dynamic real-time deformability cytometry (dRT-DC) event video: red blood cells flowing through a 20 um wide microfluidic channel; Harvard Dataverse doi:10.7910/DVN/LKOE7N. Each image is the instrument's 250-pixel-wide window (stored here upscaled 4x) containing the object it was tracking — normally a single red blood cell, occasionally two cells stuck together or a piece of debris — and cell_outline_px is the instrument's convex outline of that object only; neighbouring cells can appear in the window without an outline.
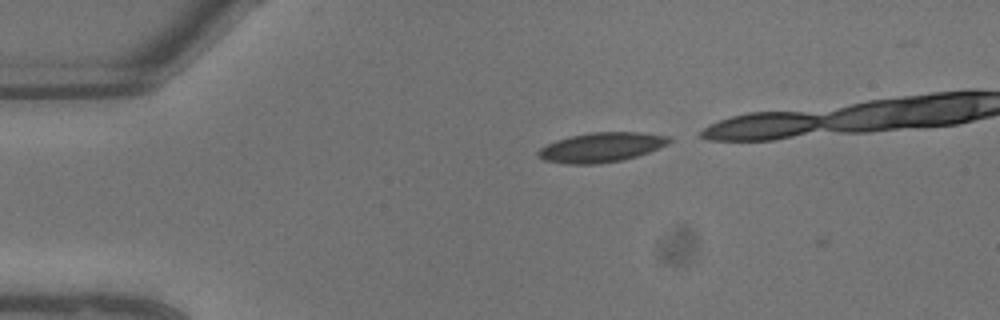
{"species": "common noctule bat (a hibernating species)", "species_latin": "Nyctalus noctula", "temperature_condition": "warm", "stored_images_in_passage": 5, "camera_frame_rate_fps": 3000, "um_per_image_px": 0.085, "animal": {"sex": "male", "body_mass_g": 13.3}, "frame": {"image": 1, "passage_image": 2, "time_ms": 0.333, "image_size_px": [1000, 320], "cell_outline_px": [[672, 140], [668, 144], [648, 152], [636, 156], [620, 160], [592, 164], [568, 164], [544, 160], [536, 152], [540, 148], [556, 140], [568, 136], [588, 132], [640, 132], [672, 136]], "centroid_in_image_um": [51.13, 12.5], "position_along_channel_um": 33.9, "area_um2": 22.54}}